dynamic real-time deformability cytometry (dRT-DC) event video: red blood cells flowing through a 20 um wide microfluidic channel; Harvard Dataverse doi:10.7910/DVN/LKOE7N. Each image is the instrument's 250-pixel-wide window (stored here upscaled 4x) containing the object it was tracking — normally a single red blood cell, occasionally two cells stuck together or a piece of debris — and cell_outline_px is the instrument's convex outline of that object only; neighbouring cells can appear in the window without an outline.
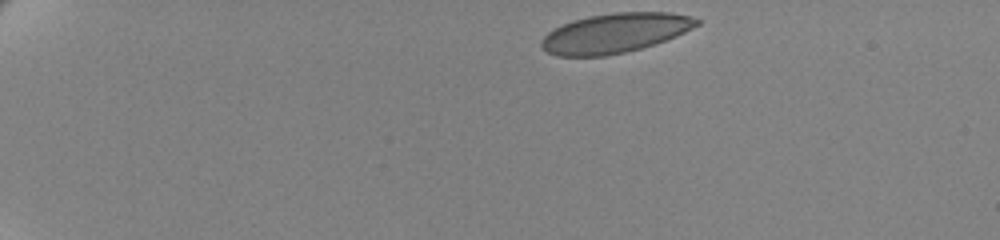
{"species": "human", "species_latin": "Homo sapiens", "temperature_condition": "cold", "stored_images_in_passage": 49, "camera_frame_rate_fps": 3000, "um_per_image_px": 0.085, "donor": {"sex": "female"}, "frame": {"image": 1, "passage_image": 1, "time_ms": 0.0, "image_size_px": [1000, 240], "cell_outline_px": [[700, 24], [676, 36], [640, 48], [624, 52], [604, 56], [556, 56], [548, 52], [540, 44], [540, 40], [548, 32], [572, 20], [588, 16], [616, 12], [668, 12], [688, 16], [700, 20]], "centroid_in_image_um": [52.25, 2.8], "position_along_channel_um": 32.7, "area_um2": 35.43}}
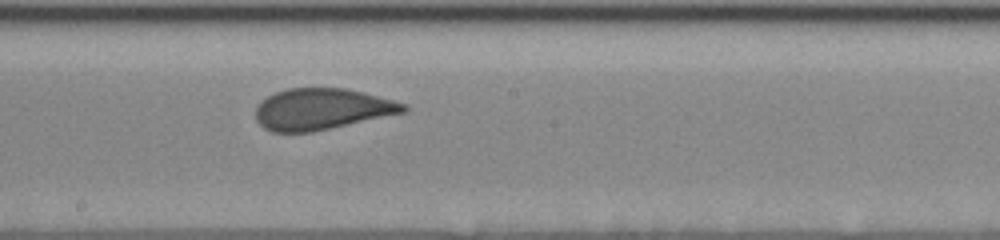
{"frame": {"image": 2, "passage_image": 26, "time_ms": 8.333, "image_size_px": [1000, 240], "cell_outline_px": [[408, 112], [312, 132], [272, 132], [264, 128], [256, 120], [256, 104], [260, 100], [276, 92], [288, 88], [344, 88], [408, 104]], "centroid_in_image_um": [27.34, 9.28], "position_along_channel_um": 220.9, "area_um2": 35.6}}
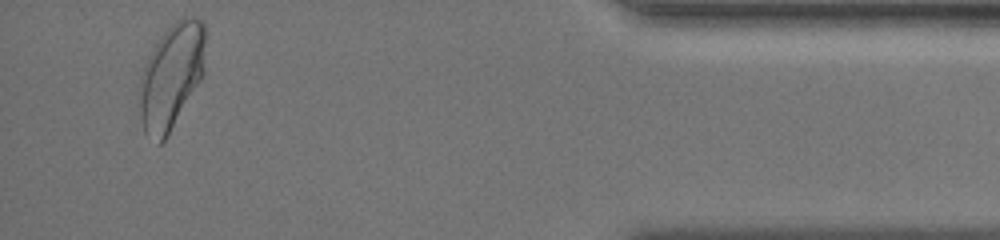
{"frame": {"image": 3, "passage_image": 47, "time_ms": 15.333, "image_size_px": [1000, 240], "cell_outline_px": [[208, 32], [204, 72], [200, 80], [164, 140], [160, 144], [156, 144], [144, 132], [140, 116], [140, 72], [152, 48], [160, 36], [176, 20], [184, 16], [192, 16], [200, 20], [204, 24]], "centroid_in_image_um": [14.59, 6.41], "position_along_channel_um": 420.6, "area_um2": 40.81}, "authors_computed_cell_mechanics": {"area_um2": 36.3562, "velocity_mm_per_s": 3.4699, "shape_relaxation_time_tau1_ms": 4.0113, "shape_relaxation_time_tau2_ms": null, "deformation_change_tau1": 0.1291, "deformation_change_tau2": null}}